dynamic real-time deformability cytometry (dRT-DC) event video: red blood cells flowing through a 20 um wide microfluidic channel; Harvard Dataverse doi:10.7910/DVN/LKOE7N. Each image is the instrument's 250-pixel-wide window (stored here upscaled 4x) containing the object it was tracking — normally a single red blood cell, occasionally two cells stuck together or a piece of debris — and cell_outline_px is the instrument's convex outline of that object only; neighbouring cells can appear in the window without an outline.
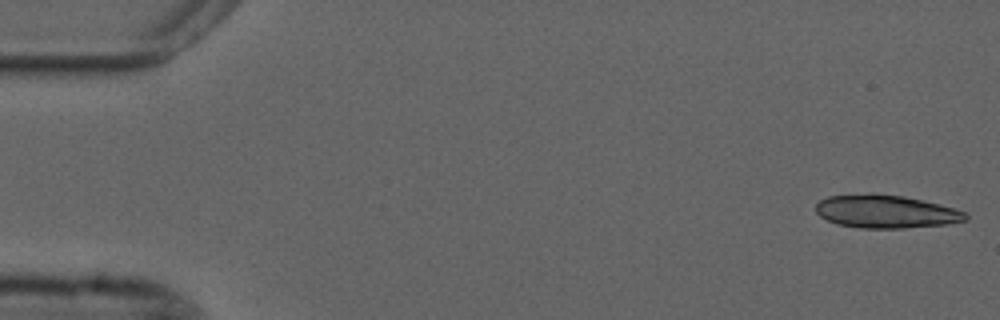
{"species": "common noctule bat (a hibernating species)", "species_latin": "Nyctalus noctula", "temperature_condition": "cold", "stored_images_in_passage": 53, "segment_of_instrument_passage": [1, 2], "camera_frame_rate_fps": 3000, "um_per_image_px": 0.085, "animal": {"sex": "male", "forearm_length_mm": 52.5}, "frame": {"image": 1, "passage_image": 1, "time_ms": 0.0, "image_size_px": [1000, 320], "cell_outline_px": [[968, 220], [948, 224], [904, 228], [860, 228], [836, 224], [820, 216], [816, 212], [816, 204], [820, 200], [828, 196], [872, 192], [904, 196], [940, 204], [956, 208], [964, 212], [968, 216]], "centroid_in_image_um": [75.3, 17.97], "position_along_channel_um": 9.7, "area_um2": 29.25}}
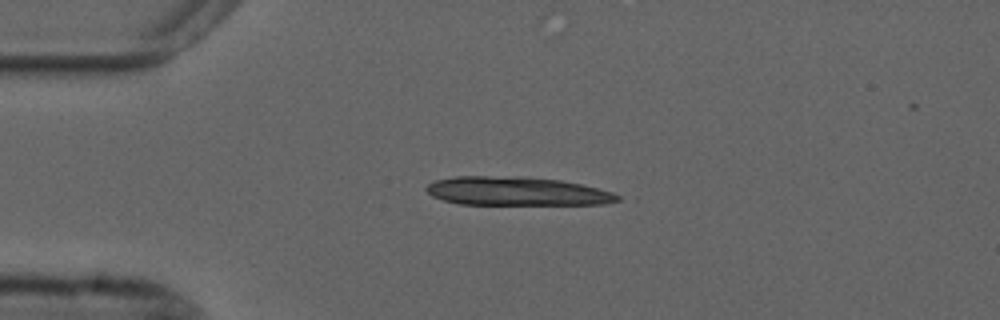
{"frame": {"image": 2, "passage_image": 12, "time_ms": 3.667, "image_size_px": [1000, 320], "cell_outline_px": [[620, 200], [604, 204], [460, 204], [444, 200], [432, 196], [424, 188], [428, 184], [436, 180], [456, 176], [520, 176], [560, 180], [580, 184], [612, 192], [620, 196]], "centroid_in_image_um": [43.89, 16.25], "position_along_channel_um": 41.1, "area_um2": 31.79}}